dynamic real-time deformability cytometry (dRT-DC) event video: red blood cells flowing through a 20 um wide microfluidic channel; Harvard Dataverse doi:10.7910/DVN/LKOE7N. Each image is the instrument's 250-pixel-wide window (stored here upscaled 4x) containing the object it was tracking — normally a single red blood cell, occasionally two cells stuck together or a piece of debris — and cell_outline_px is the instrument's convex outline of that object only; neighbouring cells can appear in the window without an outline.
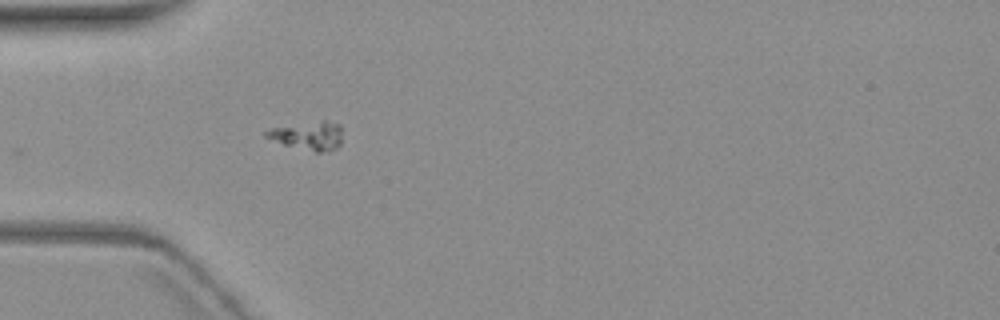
{"species": "common noctule bat (a hibernating species)", "species_latin": "Nyctalus noctula", "temperature_condition": "warm", "stored_images_in_passage": 5, "camera_frame_rate_fps": 3000, "um_per_image_px": 0.085, "animal": {"sex": "female", "body_mass_g": 19.3, "forearm_length_mm": 54.1}, "frame": {"image": 1, "passage_image": 5, "time_ms": 6.333, "image_size_px": [1000, 320], "cell_outline_px": [[340, 144], [336, 148], [320, 152], [316, 152], [284, 144], [264, 136], [264, 132], [272, 128], [324, 120], [340, 124]], "centroid_in_image_um": [26.2, 11.52], "position_along_channel_um": 58.8, "area_um2": 12.2}}